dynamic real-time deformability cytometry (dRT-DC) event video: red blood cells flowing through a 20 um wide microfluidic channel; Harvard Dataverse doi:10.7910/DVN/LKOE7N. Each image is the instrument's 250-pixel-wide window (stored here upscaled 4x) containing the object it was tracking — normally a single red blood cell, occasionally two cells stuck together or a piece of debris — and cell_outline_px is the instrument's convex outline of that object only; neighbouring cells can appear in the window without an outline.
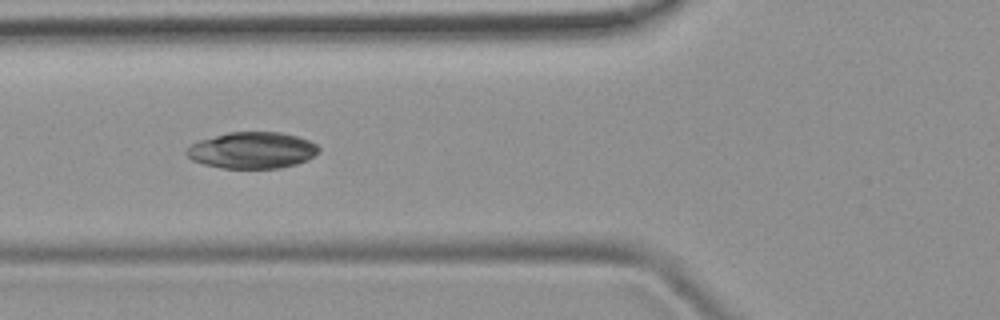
{"species": "common noctule bat (a hibernating species)", "species_latin": "Nyctalus noctula", "temperature_condition": "room temperature", "stored_images_in_passage": 8, "camera_frame_rate_fps": 3000, "um_per_image_px": 0.085, "animal": {"sex": "female", "body_mass_g": 19.9}, "frame": {"image": 1, "passage_image": 6, "time_ms": 5.667, "image_size_px": [1000, 320], "cell_outline_px": [[320, 152], [308, 160], [296, 164], [280, 168], [220, 168], [204, 164], [192, 160], [184, 152], [192, 144], [200, 140], [228, 132], [280, 132], [296, 136], [308, 140], [316, 144], [320, 148]], "centroid_in_image_um": [21.46, 12.78], "position_along_channel_um": 104.3, "area_um2": 28.09}}
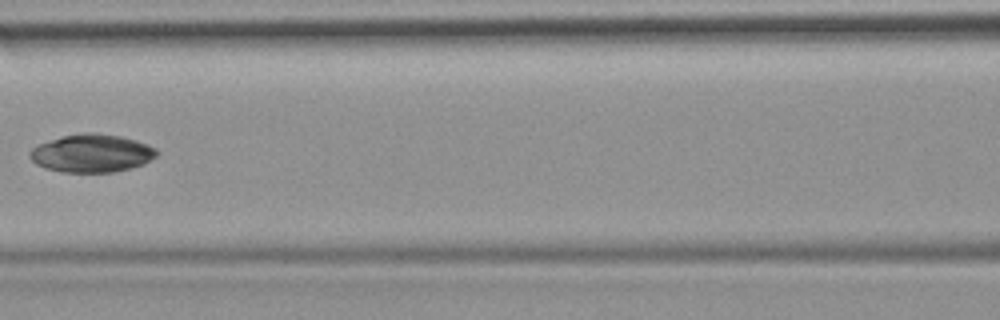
{"frame": {"image": 2, "passage_image": 7, "time_ms": 7.0, "image_size_px": [1000, 320], "cell_outline_px": [[160, 152], [156, 156], [144, 164], [132, 168], [112, 172], [60, 172], [36, 164], [28, 156], [28, 152], [32, 148], [40, 144], [64, 136], [84, 132], [92, 132], [120, 136], [136, 140], [148, 144], [156, 148]], "centroid_in_image_um": [7.83, 13.03], "position_along_channel_um": 158.8, "area_um2": 28.09}}
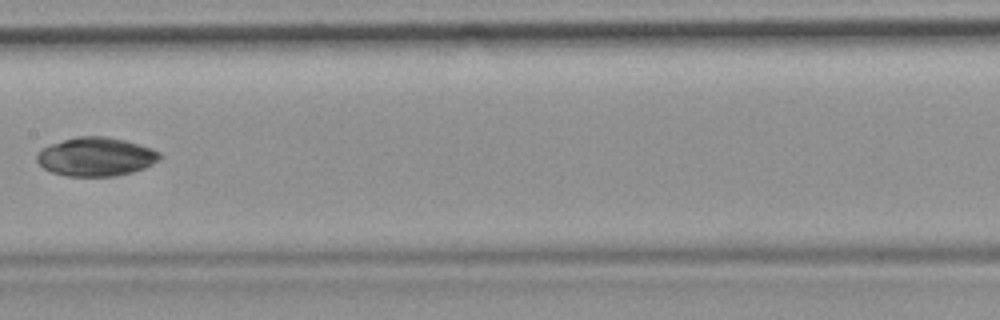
{"frame": {"image": 3, "passage_image": 8, "time_ms": 8.0, "image_size_px": [1000, 320], "cell_outline_px": [[164, 156], [160, 160], [144, 168], [132, 172], [116, 176], [64, 176], [52, 172], [44, 168], [36, 160], [36, 156], [40, 148], [48, 144], [76, 136], [108, 136], [124, 140], [152, 148], [160, 152]], "centroid_in_image_um": [8.15, 13.31], "position_along_channel_um": 199.3, "area_um2": 28.09}}